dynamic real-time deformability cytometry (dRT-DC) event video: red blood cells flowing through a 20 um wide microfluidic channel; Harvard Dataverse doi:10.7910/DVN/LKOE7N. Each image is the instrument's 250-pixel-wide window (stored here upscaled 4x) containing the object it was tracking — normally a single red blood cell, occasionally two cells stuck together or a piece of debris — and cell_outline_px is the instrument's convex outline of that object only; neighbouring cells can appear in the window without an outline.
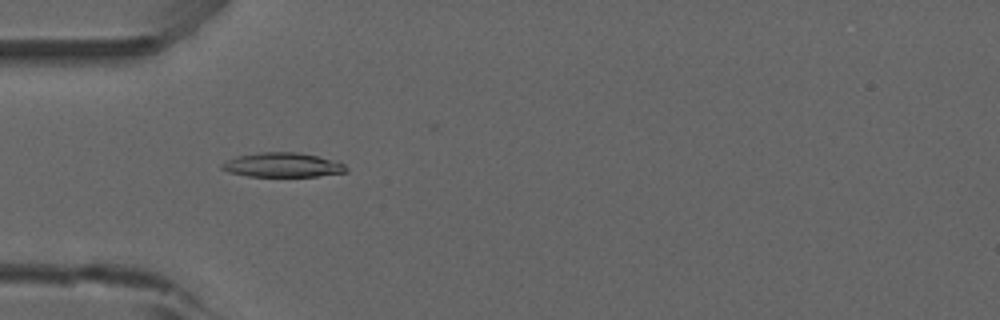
{"species": "common noctule bat (a hibernating species)", "species_latin": "Nyctalus noctula", "temperature_condition": "room temperature", "stored_images_in_passage": 45, "camera_frame_rate_fps": 3000, "um_per_image_px": 0.085, "animal": {"sex": "male", "forearm_length_mm": 52.5}, "frame": {"image": 1, "passage_image": 8, "time_ms": 2.333, "image_size_px": [1000, 320], "cell_outline_px": [[348, 172], [316, 176], [248, 176], [228, 172], [220, 168], [220, 164], [236, 156], [260, 152], [300, 152], [340, 160], [348, 168]], "centroid_in_image_um": [24.07, 14.01], "position_along_channel_um": 60.9, "area_um2": 17.98}}
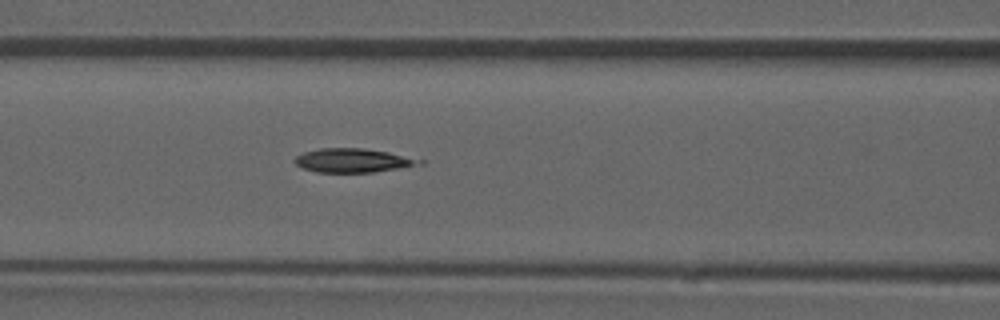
{"frame": {"image": 2, "passage_image": 14, "time_ms": 4.333, "image_size_px": [1000, 320], "cell_outline_px": [[412, 164], [396, 168], [372, 172], [316, 172], [304, 168], [296, 164], [292, 160], [296, 156], [304, 152], [320, 148], [364, 148], [388, 152], [412, 160]], "centroid_in_image_um": [29.71, 13.63], "position_along_channel_um": 136.9, "area_um2": 16.36}}
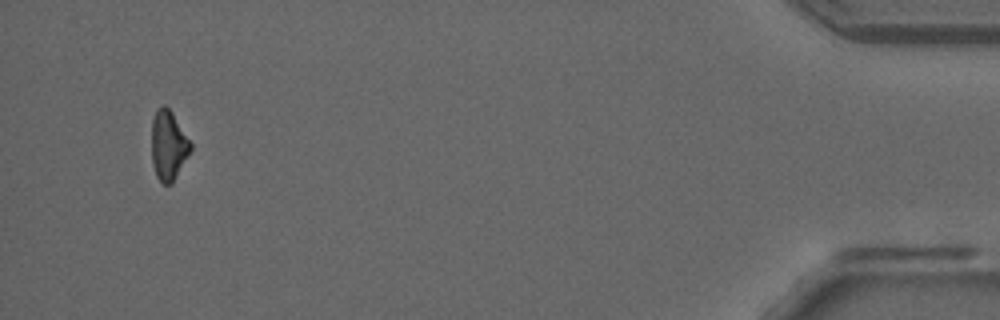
{"frame": {"image": 3, "passage_image": 42, "time_ms": 13.667, "image_size_px": [1000, 320], "cell_outline_px": [[192, 148], [172, 184], [164, 184], [156, 176], [152, 164], [152, 116], [156, 108], [164, 104], [172, 112], [192, 144]], "centroid_in_image_um": [14.3, 12.33], "position_along_channel_um": 420.9, "area_um2": 15.84}}